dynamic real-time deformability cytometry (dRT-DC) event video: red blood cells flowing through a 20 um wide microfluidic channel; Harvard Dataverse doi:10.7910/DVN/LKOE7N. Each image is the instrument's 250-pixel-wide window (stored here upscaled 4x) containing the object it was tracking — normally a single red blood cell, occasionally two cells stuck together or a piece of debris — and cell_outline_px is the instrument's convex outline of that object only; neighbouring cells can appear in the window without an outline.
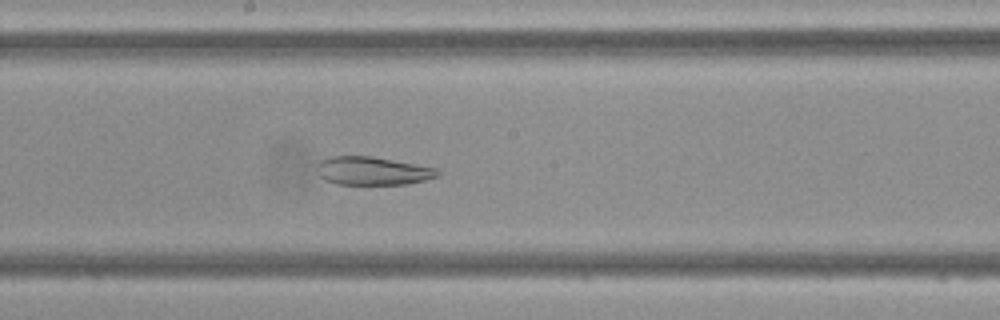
{"species": "Egyptian fruit bat (a non-hibernating species)", "species_latin": "Rousettus aegyptiacus", "temperature_condition": "cold", "stored_images_in_passage": 47, "camera_frame_rate_fps": 3000, "um_per_image_px": 0.085, "frame": {"image": 1, "passage_image": 25, "time_ms": 8.0, "image_size_px": [1000, 320], "cell_outline_px": [[440, 176], [408, 184], [336, 184], [324, 180], [320, 176], [320, 160], [332, 156], [372, 156], [440, 168]], "centroid_in_image_um": [31.76, 14.52], "position_along_channel_um": 216.4, "area_um2": 19.88}}
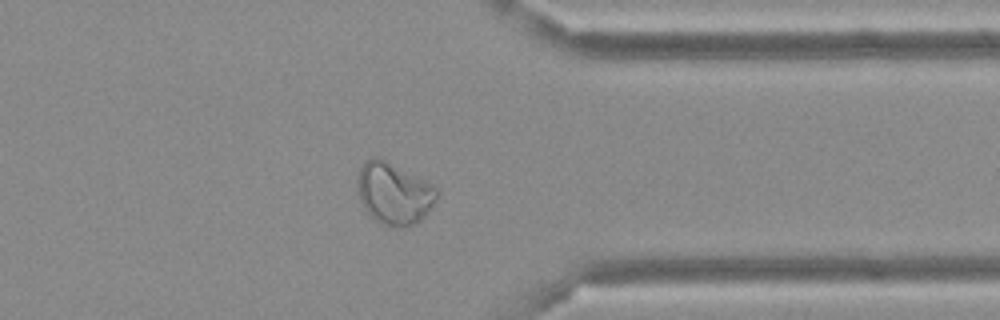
{"frame": {"image": 2, "passage_image": 37, "time_ms": 12.0, "image_size_px": [1000, 320], "cell_outline_px": [[440, 192], [424, 216], [420, 220], [404, 228], [396, 228], [384, 224], [376, 220], [364, 208], [360, 200], [356, 180], [360, 168], [372, 156], [380, 156], [432, 184]], "centroid_in_image_um": [33.47, 16.42], "position_along_channel_um": 377.9, "area_um2": 28.5}}
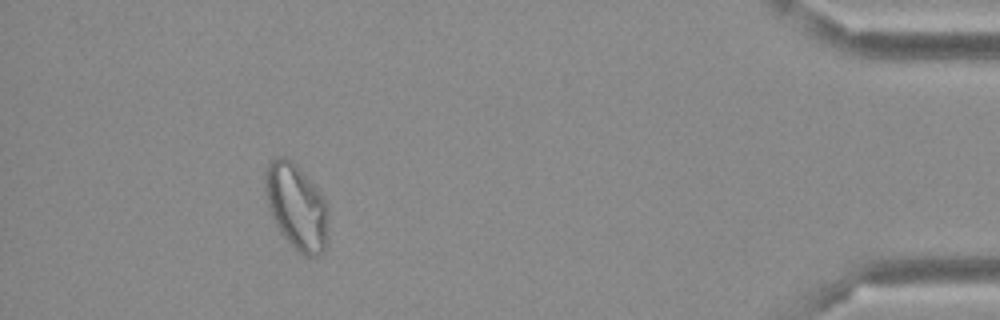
{"frame": {"image": 3, "passage_image": 43, "time_ms": 14.0, "image_size_px": [1000, 320], "cell_outline_px": [[328, 236], [324, 248], [316, 256], [304, 256], [280, 232], [268, 208], [264, 192], [264, 172], [268, 160], [276, 156], [284, 156], [292, 160], [300, 168], [320, 192], [328, 204]], "centroid_in_image_um": [25.18, 17.5], "position_along_channel_um": 410.0, "area_um2": 31.91}}